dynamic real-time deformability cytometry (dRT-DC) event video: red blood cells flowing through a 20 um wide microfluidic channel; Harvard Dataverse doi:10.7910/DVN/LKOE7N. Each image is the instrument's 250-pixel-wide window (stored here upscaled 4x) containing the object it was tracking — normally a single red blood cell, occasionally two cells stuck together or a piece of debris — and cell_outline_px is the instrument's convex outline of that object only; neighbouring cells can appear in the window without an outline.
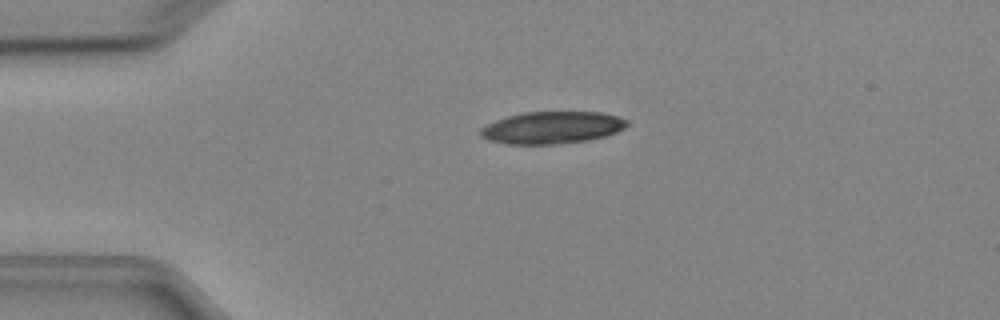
{"species": "Egyptian fruit bat (a non-hibernating species)", "species_latin": "Rousettus aegyptiacus", "temperature_condition": "cold", "stored_images_in_passage": 2, "camera_frame_rate_fps": 3000, "um_per_image_px": 0.085, "animal": {"sex": "female"}, "frame": {"image": 1, "passage_image": 1, "time_ms": 0.0, "image_size_px": [1000, 320], "cell_outline_px": [[628, 124], [624, 128], [616, 132], [604, 136], [588, 140], [556, 144], [508, 144], [488, 140], [480, 136], [480, 128], [496, 120], [508, 116], [524, 112], [600, 112], [620, 116], [628, 120]], "centroid_in_image_um": [46.93, 10.84], "position_along_channel_um": 38.1, "area_um2": 27.46}}